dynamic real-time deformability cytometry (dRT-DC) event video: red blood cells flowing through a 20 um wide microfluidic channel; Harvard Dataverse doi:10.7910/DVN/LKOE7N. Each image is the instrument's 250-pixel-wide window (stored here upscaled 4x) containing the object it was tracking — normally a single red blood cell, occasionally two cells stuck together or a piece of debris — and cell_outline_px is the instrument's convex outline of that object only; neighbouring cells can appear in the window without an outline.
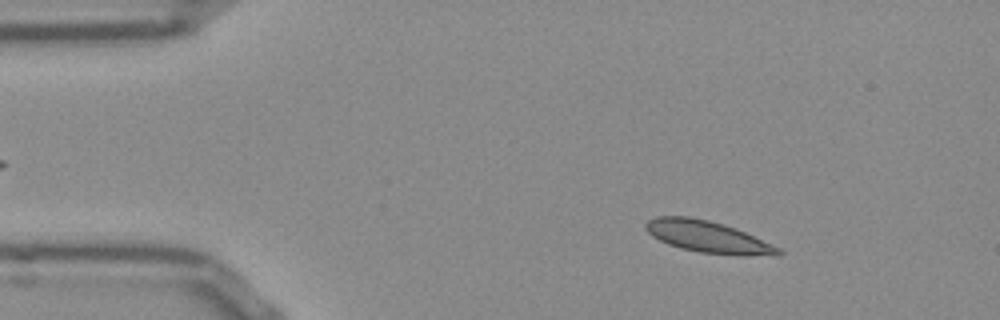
{"species": "Egyptian fruit bat (a non-hibernating species)", "species_latin": "Rousettus aegyptiacus", "temperature_condition": "room temperature", "stored_images_in_passage": 52, "camera_frame_rate_fps": 3000, "um_per_image_px": 0.085, "frame": {"image": 1, "passage_image": 7, "time_ms": 2.0, "image_size_px": [1000, 320], "cell_outline_px": [[784, 252], [780, 256], [744, 256], [700, 252], [680, 248], [668, 244], [652, 236], [644, 228], [644, 224], [648, 220], [656, 216], [688, 216], [708, 220], [736, 228], [780, 248]], "centroid_in_image_um": [60.18, 20.14], "position_along_channel_um": 24.8, "area_um2": 24.62}}
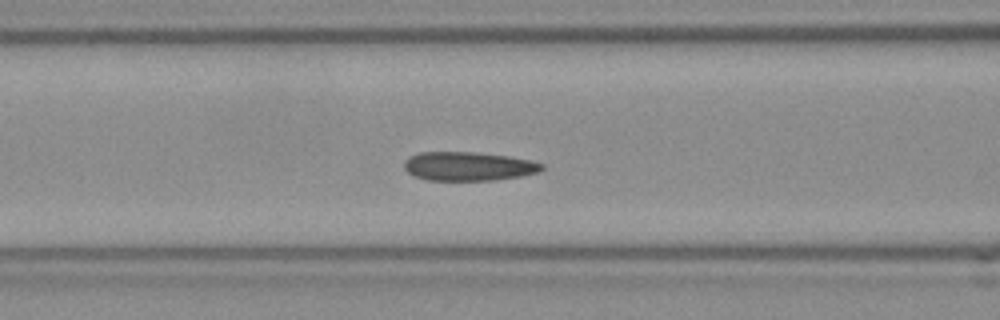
{"frame": {"image": 2, "passage_image": 20, "time_ms": 6.333, "image_size_px": [1000, 320], "cell_outline_px": [[544, 168], [536, 172], [520, 176], [492, 180], [428, 180], [412, 176], [404, 168], [404, 160], [408, 156], [420, 152], [472, 152], [508, 156], [528, 160], [544, 164]], "centroid_in_image_um": [39.75, 14.13], "position_along_channel_um": 126.9, "area_um2": 23.06}}
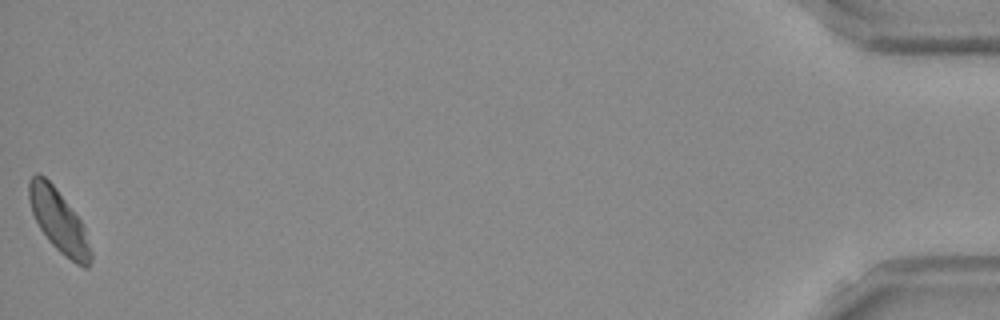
{"frame": {"image": 3, "passage_image": 52, "time_ms": 17.0, "image_size_px": [1000, 320], "cell_outline_px": [[92, 260], [88, 268], [84, 268], [76, 264], [64, 256], [48, 240], [40, 228], [32, 212], [28, 200], [28, 180], [36, 172], [40, 172], [56, 188], [80, 220], [84, 228], [92, 252]], "centroid_in_image_um": [4.98, 18.78], "position_along_channel_um": 430.2, "area_um2": 22.48}, "authors_computed_cell_mechanics": {"area_um2": 23.0333, "velocity_mm_per_s": 3.803, "shape_relaxation_time_tau1_ms": 6.8137, "shape_relaxation_time_tau2_ms": 3.5178, "deformation_change_tau1": 0.105, "deformation_change_tau2": 0.0681}}